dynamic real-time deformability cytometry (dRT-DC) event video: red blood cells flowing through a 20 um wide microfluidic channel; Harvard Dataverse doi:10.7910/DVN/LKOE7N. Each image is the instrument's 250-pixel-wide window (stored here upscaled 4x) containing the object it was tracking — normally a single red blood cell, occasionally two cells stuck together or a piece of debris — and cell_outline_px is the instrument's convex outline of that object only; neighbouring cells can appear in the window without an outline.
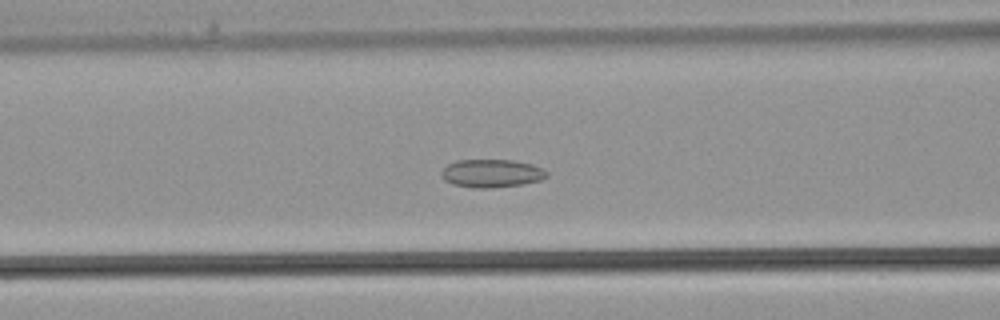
{"species": "common noctule bat (a hibernating species)", "species_latin": "Nyctalus noctula", "temperature_condition": "warm", "stored_images_in_passage": 38, "camera_frame_rate_fps": 3000, "um_per_image_px": 0.085, "animal": {"sex": "male", "body_mass_g": 21.5, "forearm_length_mm": 52.0}, "frame": {"image": 1, "passage_image": 16, "time_ms": 5.0, "image_size_px": [1000, 320], "cell_outline_px": [[548, 176], [540, 180], [524, 184], [492, 188], [472, 188], [452, 184], [444, 180], [440, 176], [440, 172], [448, 164], [456, 160], [512, 160], [532, 164], [544, 168], [548, 172]], "centroid_in_image_um": [41.78, 14.74], "position_along_channel_um": 124.8, "area_um2": 17.51}}
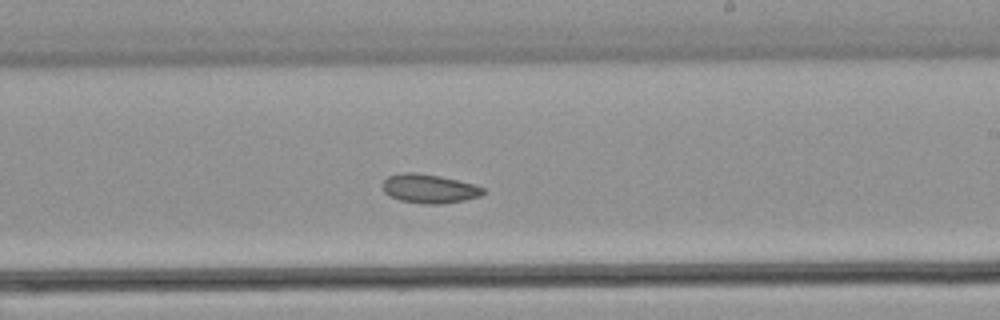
{"frame": {"image": 2, "passage_image": 23, "time_ms": 7.333, "image_size_px": [1000, 320], "cell_outline_px": [[488, 192], [480, 196], [464, 200], [440, 204], [424, 204], [400, 200], [388, 196], [384, 192], [384, 180], [388, 176], [404, 172], [412, 172], [440, 176], [472, 184], [484, 188]], "centroid_in_image_um": [36.49, 16.04], "position_along_channel_um": 252.5, "area_um2": 16.88}}
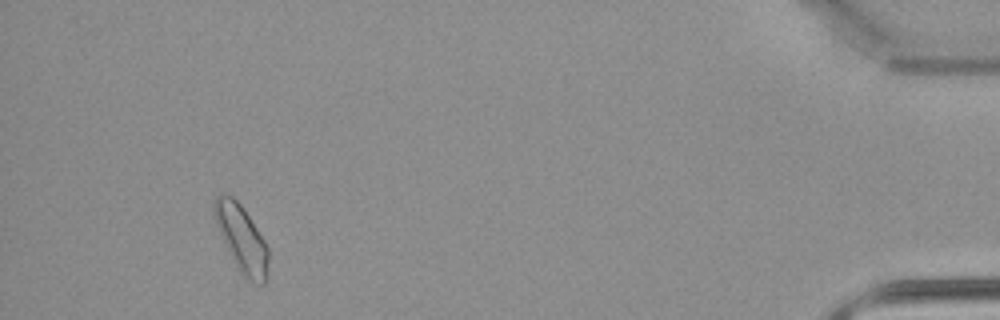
{"frame": {"image": 3, "passage_image": 36, "time_ms": 11.667, "image_size_px": [1000, 320], "cell_outline_px": [[268, 260], [264, 284], [260, 284], [248, 280], [240, 272], [216, 224], [212, 208], [212, 204], [216, 196], [220, 192], [224, 192], [232, 196], [240, 204], [264, 240], [268, 248]], "centroid_in_image_um": [20.51, 20.22], "position_along_channel_um": 414.7, "area_um2": 20.46}}